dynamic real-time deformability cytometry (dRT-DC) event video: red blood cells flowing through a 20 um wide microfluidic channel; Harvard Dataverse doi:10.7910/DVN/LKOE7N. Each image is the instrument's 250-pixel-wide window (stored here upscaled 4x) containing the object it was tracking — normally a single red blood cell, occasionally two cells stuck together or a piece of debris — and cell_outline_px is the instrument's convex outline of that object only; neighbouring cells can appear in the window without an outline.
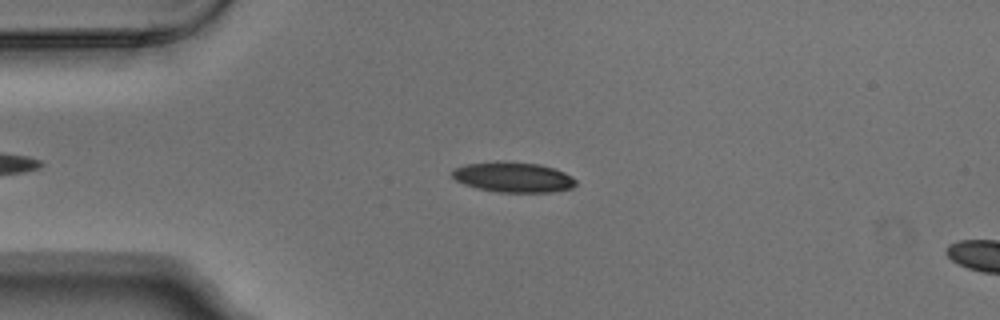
{"species": "Egyptian fruit bat (a non-hibernating species)", "species_latin": "Rousettus aegyptiacus", "temperature_condition": "warm", "stored_images_in_passage": 4, "camera_frame_rate_fps": 3000, "um_per_image_px": 0.085, "animal": {"sex": "male"}, "frame": {"image": 1, "passage_image": 3, "time_ms": 0.667, "image_size_px": [1000, 320], "cell_outline_px": [[576, 184], [572, 188], [552, 192], [496, 192], [476, 188], [464, 184], [456, 180], [452, 176], [452, 172], [456, 168], [464, 164], [496, 160], [504, 160], [536, 164], [552, 168], [564, 172], [576, 180]], "centroid_in_image_um": [43.59, 15.05], "position_along_channel_um": 41.4, "area_um2": 21.91}}